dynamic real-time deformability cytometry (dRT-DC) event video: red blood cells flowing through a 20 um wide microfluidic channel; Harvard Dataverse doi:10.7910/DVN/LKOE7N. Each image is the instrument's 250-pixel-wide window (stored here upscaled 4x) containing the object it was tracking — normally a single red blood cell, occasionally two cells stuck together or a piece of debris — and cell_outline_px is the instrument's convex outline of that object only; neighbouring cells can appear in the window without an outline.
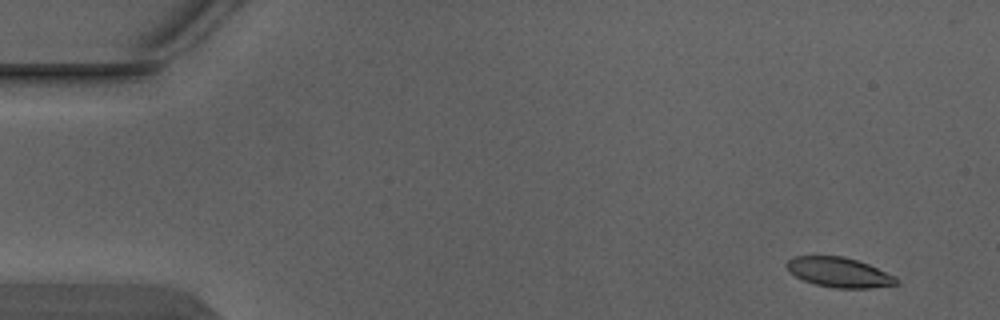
{"species": "Egyptian fruit bat (a non-hibernating species)", "species_latin": "Rousettus aegyptiacus", "temperature_condition": "warm", "stored_images_in_passage": 4, "camera_frame_rate_fps": 3000, "um_per_image_px": 0.085, "animal": {"sex": "male"}, "frame": {"image": 1, "passage_image": 1, "time_ms": 0.0, "image_size_px": [1000, 320], "cell_outline_px": [[900, 284], [872, 288], [836, 288], [816, 284], [804, 280], [788, 272], [784, 264], [788, 260], [796, 256], [844, 256], [868, 264], [896, 276], [900, 280]], "centroid_in_image_um": [71.34, 23.15], "position_along_channel_um": 13.7, "area_um2": 19.19}}